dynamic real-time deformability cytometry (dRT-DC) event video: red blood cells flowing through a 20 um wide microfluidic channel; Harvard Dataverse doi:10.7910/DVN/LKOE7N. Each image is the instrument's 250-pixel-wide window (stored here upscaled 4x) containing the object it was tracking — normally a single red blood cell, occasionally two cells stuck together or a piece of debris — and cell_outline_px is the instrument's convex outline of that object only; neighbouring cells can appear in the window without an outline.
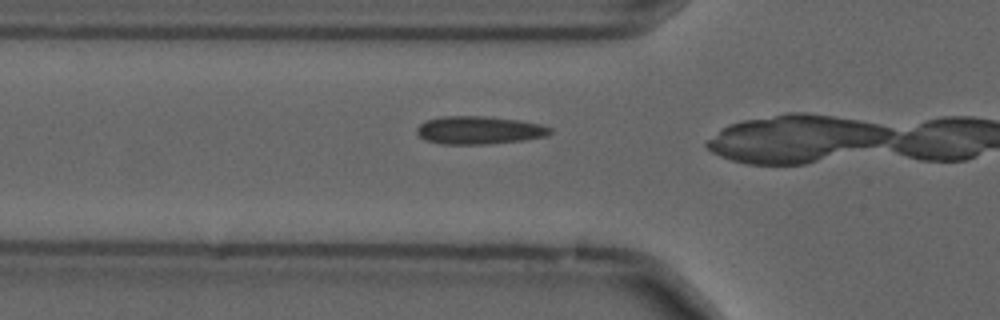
{"species": "common noctule bat (a hibernating species)", "species_latin": "Nyctalus noctula", "temperature_condition": "cold", "stored_images_in_passage": 5, "camera_frame_rate_fps": 3000, "um_per_image_px": 0.085, "animal": {"sex": "male", "forearm_length_mm": 52.5}, "frame": {"image": 1, "passage_image": 4, "time_ms": 1.0, "image_size_px": [1000, 320], "cell_outline_px": [[552, 132], [548, 136], [524, 140], [484, 144], [440, 144], [424, 140], [416, 132], [416, 128], [420, 124], [428, 120], [444, 116], [484, 116], [520, 120], [540, 124], [552, 128]], "centroid_in_image_um": [40.74, 11.07], "position_along_channel_um": 85.1, "area_um2": 21.79}}